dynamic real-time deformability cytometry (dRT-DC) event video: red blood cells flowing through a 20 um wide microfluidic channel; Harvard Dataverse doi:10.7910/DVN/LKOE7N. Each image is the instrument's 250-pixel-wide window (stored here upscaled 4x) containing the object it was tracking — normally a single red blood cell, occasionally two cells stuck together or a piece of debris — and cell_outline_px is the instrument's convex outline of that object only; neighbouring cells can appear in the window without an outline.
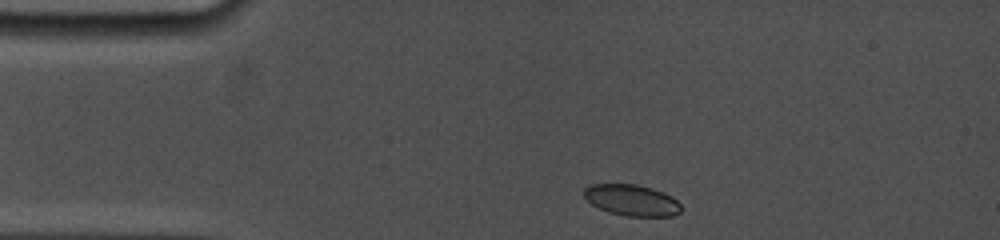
{"species": "common noctule bat (a hibernating species)", "species_latin": "Nyctalus noctula", "temperature_condition": "cold", "stored_images_in_passage": 3, "camera_frame_rate_fps": 5000, "um_per_image_px": 0.085, "animal": {"sex": "female", "body_mass_g": 19.0, "forearm_length_mm": 53.3}, "frame": {"image": 1, "passage_image": 1, "time_ms": 0.0, "image_size_px": [1000, 240], "cell_outline_px": [[680, 212], [672, 216], [624, 216], [608, 212], [592, 204], [584, 196], [584, 188], [592, 184], [636, 184], [652, 188], [664, 192], [672, 196], [680, 204]], "centroid_in_image_um": [53.71, 17.01], "position_along_channel_um": 31.3, "area_um2": 17.63}}